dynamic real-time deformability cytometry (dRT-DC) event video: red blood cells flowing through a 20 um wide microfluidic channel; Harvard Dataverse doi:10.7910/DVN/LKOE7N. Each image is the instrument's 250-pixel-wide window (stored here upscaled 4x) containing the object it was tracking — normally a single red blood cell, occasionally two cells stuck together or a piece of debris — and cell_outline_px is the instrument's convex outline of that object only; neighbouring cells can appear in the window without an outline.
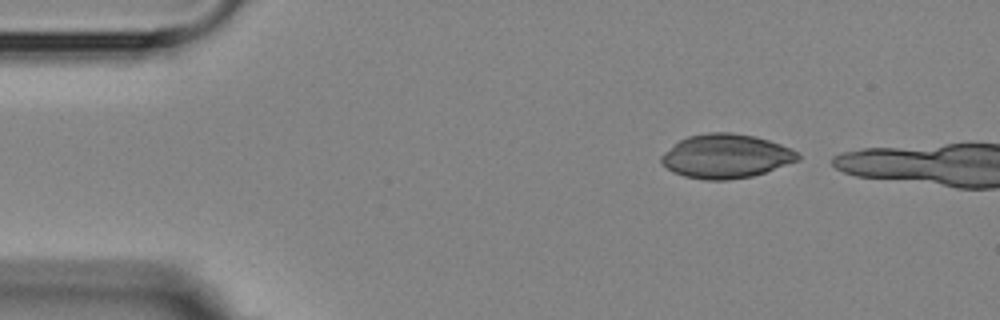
{"species": "Egyptian fruit bat (a non-hibernating species)", "species_latin": "Rousettus aegyptiacus", "temperature_condition": "room temperature", "stored_images_in_passage": 2, "camera_frame_rate_fps": 3000, "um_per_image_px": 0.085, "animal": {"sex": "female"}, "frame": {"image": 1, "passage_image": 1, "time_ms": 0.0, "image_size_px": [1000, 320], "cell_outline_px": [[800, 160], [752, 176], [728, 180], [704, 180], [684, 176], [672, 172], [660, 160], [660, 156], [664, 152], [680, 140], [688, 136], [708, 132], [732, 132], [756, 136], [792, 148], [800, 156]], "centroid_in_image_um": [61.7, 13.27], "position_along_channel_um": 23.3, "area_um2": 35.03}}